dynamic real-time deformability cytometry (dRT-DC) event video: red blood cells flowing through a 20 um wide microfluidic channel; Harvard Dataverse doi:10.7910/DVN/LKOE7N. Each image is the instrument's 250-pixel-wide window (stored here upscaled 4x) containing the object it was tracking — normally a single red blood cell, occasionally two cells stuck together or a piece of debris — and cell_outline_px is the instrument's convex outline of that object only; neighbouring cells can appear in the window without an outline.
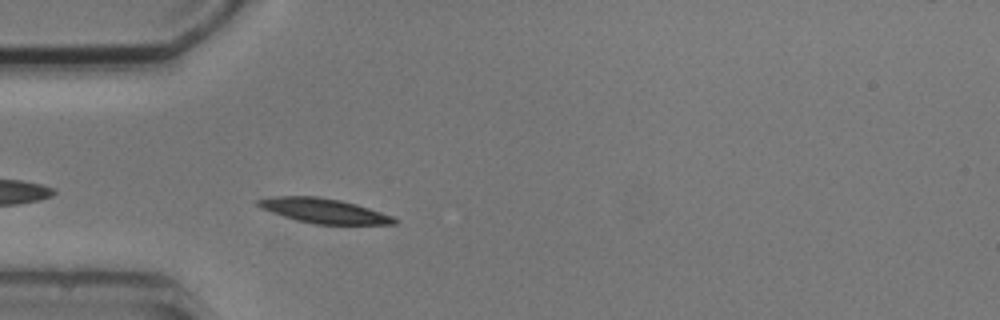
{"species": "common noctule bat (a hibernating species)", "species_latin": "Nyctalus noctula", "temperature_condition": "cold", "stored_images_in_passage": 3, "camera_frame_rate_fps": 3000, "um_per_image_px": 0.085, "animal": {"sex": "male", "body_mass_g": 20.5, "forearm_length_mm": 52.5}, "frame": {"image": 1, "passage_image": 3, "time_ms": 2.333, "image_size_px": [1000, 320], "cell_outline_px": [[400, 220], [396, 224], [316, 224], [296, 220], [260, 208], [256, 204], [256, 200], [272, 196], [316, 196], [340, 200], [356, 204], [392, 216]], "centroid_in_image_um": [27.51, 17.91], "position_along_channel_um": 57.5, "area_um2": 19.48}}